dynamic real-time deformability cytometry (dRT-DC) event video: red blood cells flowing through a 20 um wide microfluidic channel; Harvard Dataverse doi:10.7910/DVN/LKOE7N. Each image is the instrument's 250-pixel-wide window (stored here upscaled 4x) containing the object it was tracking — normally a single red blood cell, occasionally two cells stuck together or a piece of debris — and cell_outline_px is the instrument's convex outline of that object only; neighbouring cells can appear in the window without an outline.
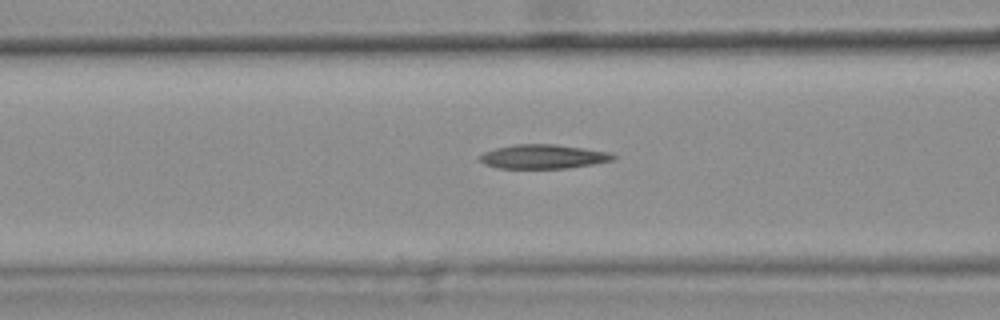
{"species": "common noctule bat (a hibernating species)", "species_latin": "Nyctalus noctula", "temperature_condition": "warm", "stored_images_in_passage": 47, "camera_frame_rate_fps": 3000, "um_per_image_px": 0.085, "animal": {"sex": "female", "body_mass_g": 25.1}, "frame": {"image": 1, "passage_image": 21, "time_ms": 6.667, "image_size_px": [1000, 320], "cell_outline_px": [[616, 156], [612, 160], [592, 164], [568, 168], [496, 168], [484, 164], [476, 160], [476, 156], [484, 152], [496, 148], [516, 144], [556, 144], [608, 152]], "centroid_in_image_um": [46.07, 13.31], "position_along_channel_um": 120.5, "area_um2": 18.79}, "authors_computed_cell_mechanics": {"area_um2": 19.074, "velocity_mm_per_s": 3.838, "shape_relaxation_time_tau1_ms": null, "shape_relaxation_time_tau2_ms": 9.6311, "deformation_change_tau1": null, "deformation_change_tau2": 0.2313}}